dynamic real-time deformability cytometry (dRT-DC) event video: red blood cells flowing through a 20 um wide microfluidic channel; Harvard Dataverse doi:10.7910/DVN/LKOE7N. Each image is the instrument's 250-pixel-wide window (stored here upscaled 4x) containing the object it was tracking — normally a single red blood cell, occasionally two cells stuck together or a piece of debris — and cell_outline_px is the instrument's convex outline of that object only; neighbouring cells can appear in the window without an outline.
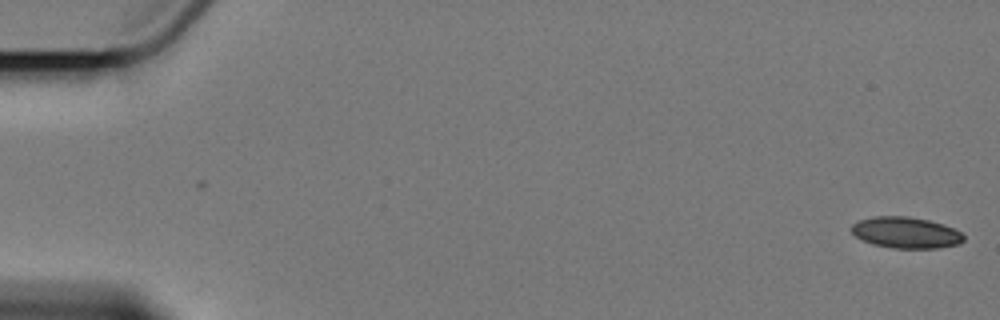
{"species": "Egyptian fruit bat (a non-hibernating species)", "species_latin": "Rousettus aegyptiacus", "temperature_condition": "cold", "stored_images_in_passage": 7, "segment_of_instrument_passage": [2, 2], "camera_frame_rate_fps": 3000, "um_per_image_px": 0.085, "animal": {"sex": "female"}, "frame": {"image": 1, "passage_image": 7, "time_ms": 7.0, "image_size_px": [1000, 320], "cell_outline_px": [[964, 240], [960, 244], [936, 248], [892, 248], [872, 244], [856, 236], [852, 232], [852, 224], [860, 220], [876, 216], [908, 216], [928, 220], [944, 224], [960, 232], [964, 236]], "centroid_in_image_um": [77.02, 19.77], "position_along_channel_um": 8.0, "area_um2": 20.29}}